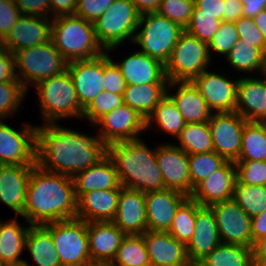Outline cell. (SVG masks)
Masks as SVG:
<instances>
[{"label":"cell","instance_id":"f1b7e54d","mask_svg":"<svg viewBox=\"0 0 266 266\" xmlns=\"http://www.w3.org/2000/svg\"><path fill=\"white\" fill-rule=\"evenodd\" d=\"M73 181L76 199L83 193L116 189L121 185L115 165L108 155L96 165L77 173Z\"/></svg>","mask_w":266,"mask_h":266},{"label":"cell","instance_id":"ffe728a7","mask_svg":"<svg viewBox=\"0 0 266 266\" xmlns=\"http://www.w3.org/2000/svg\"><path fill=\"white\" fill-rule=\"evenodd\" d=\"M147 230L167 232L187 195L171 189L146 192Z\"/></svg>","mask_w":266,"mask_h":266},{"label":"cell","instance_id":"816d5d0a","mask_svg":"<svg viewBox=\"0 0 266 266\" xmlns=\"http://www.w3.org/2000/svg\"><path fill=\"white\" fill-rule=\"evenodd\" d=\"M113 2L114 0H77L75 15L93 23Z\"/></svg>","mask_w":266,"mask_h":266},{"label":"cell","instance_id":"60d3db41","mask_svg":"<svg viewBox=\"0 0 266 266\" xmlns=\"http://www.w3.org/2000/svg\"><path fill=\"white\" fill-rule=\"evenodd\" d=\"M232 199L252 218L266 210V185L235 183Z\"/></svg>","mask_w":266,"mask_h":266},{"label":"cell","instance_id":"8c879c8a","mask_svg":"<svg viewBox=\"0 0 266 266\" xmlns=\"http://www.w3.org/2000/svg\"><path fill=\"white\" fill-rule=\"evenodd\" d=\"M10 266H30L26 261H24L21 265H10Z\"/></svg>","mask_w":266,"mask_h":266},{"label":"cell","instance_id":"ac0fdd59","mask_svg":"<svg viewBox=\"0 0 266 266\" xmlns=\"http://www.w3.org/2000/svg\"><path fill=\"white\" fill-rule=\"evenodd\" d=\"M236 180L235 162L227 161L221 168L199 182L189 197L202 207L231 200Z\"/></svg>","mask_w":266,"mask_h":266},{"label":"cell","instance_id":"603a6c76","mask_svg":"<svg viewBox=\"0 0 266 266\" xmlns=\"http://www.w3.org/2000/svg\"><path fill=\"white\" fill-rule=\"evenodd\" d=\"M35 165H0V201L22 216L27 187Z\"/></svg>","mask_w":266,"mask_h":266},{"label":"cell","instance_id":"f6af8a7d","mask_svg":"<svg viewBox=\"0 0 266 266\" xmlns=\"http://www.w3.org/2000/svg\"><path fill=\"white\" fill-rule=\"evenodd\" d=\"M236 183L266 185V161H236Z\"/></svg>","mask_w":266,"mask_h":266},{"label":"cell","instance_id":"94428289","mask_svg":"<svg viewBox=\"0 0 266 266\" xmlns=\"http://www.w3.org/2000/svg\"><path fill=\"white\" fill-rule=\"evenodd\" d=\"M243 4V17L254 18L266 9V0H240Z\"/></svg>","mask_w":266,"mask_h":266},{"label":"cell","instance_id":"6125c7cd","mask_svg":"<svg viewBox=\"0 0 266 266\" xmlns=\"http://www.w3.org/2000/svg\"><path fill=\"white\" fill-rule=\"evenodd\" d=\"M140 15L157 12L162 0H130Z\"/></svg>","mask_w":266,"mask_h":266},{"label":"cell","instance_id":"74e56055","mask_svg":"<svg viewBox=\"0 0 266 266\" xmlns=\"http://www.w3.org/2000/svg\"><path fill=\"white\" fill-rule=\"evenodd\" d=\"M112 263L114 266L151 265L143 236L126 235Z\"/></svg>","mask_w":266,"mask_h":266},{"label":"cell","instance_id":"484cf974","mask_svg":"<svg viewBox=\"0 0 266 266\" xmlns=\"http://www.w3.org/2000/svg\"><path fill=\"white\" fill-rule=\"evenodd\" d=\"M123 186L116 189L90 191L77 199L76 218L85 222L112 221L117 212L118 197Z\"/></svg>","mask_w":266,"mask_h":266},{"label":"cell","instance_id":"f907efd6","mask_svg":"<svg viewBox=\"0 0 266 266\" xmlns=\"http://www.w3.org/2000/svg\"><path fill=\"white\" fill-rule=\"evenodd\" d=\"M235 25L238 31L239 40L243 43H248L260 48L264 53L266 52V40L254 23L253 18L242 16L235 21Z\"/></svg>","mask_w":266,"mask_h":266},{"label":"cell","instance_id":"89a4df30","mask_svg":"<svg viewBox=\"0 0 266 266\" xmlns=\"http://www.w3.org/2000/svg\"><path fill=\"white\" fill-rule=\"evenodd\" d=\"M262 75L266 77V52H265L264 69H263Z\"/></svg>","mask_w":266,"mask_h":266},{"label":"cell","instance_id":"91938a15","mask_svg":"<svg viewBox=\"0 0 266 266\" xmlns=\"http://www.w3.org/2000/svg\"><path fill=\"white\" fill-rule=\"evenodd\" d=\"M251 235L255 240L266 237V210L251 218Z\"/></svg>","mask_w":266,"mask_h":266},{"label":"cell","instance_id":"a7ac6f4b","mask_svg":"<svg viewBox=\"0 0 266 266\" xmlns=\"http://www.w3.org/2000/svg\"><path fill=\"white\" fill-rule=\"evenodd\" d=\"M253 266H266V262H263V261H253Z\"/></svg>","mask_w":266,"mask_h":266},{"label":"cell","instance_id":"52a82bcc","mask_svg":"<svg viewBox=\"0 0 266 266\" xmlns=\"http://www.w3.org/2000/svg\"><path fill=\"white\" fill-rule=\"evenodd\" d=\"M14 63L16 78L26 90L30 86L28 82H33L35 86L42 80L64 72L68 64L52 40L15 52Z\"/></svg>","mask_w":266,"mask_h":266},{"label":"cell","instance_id":"277c9868","mask_svg":"<svg viewBox=\"0 0 266 266\" xmlns=\"http://www.w3.org/2000/svg\"><path fill=\"white\" fill-rule=\"evenodd\" d=\"M51 40L68 63L93 59L105 52L98 43L93 23L77 15L54 17Z\"/></svg>","mask_w":266,"mask_h":266},{"label":"cell","instance_id":"d6a6232c","mask_svg":"<svg viewBox=\"0 0 266 266\" xmlns=\"http://www.w3.org/2000/svg\"><path fill=\"white\" fill-rule=\"evenodd\" d=\"M25 248L38 266H61L51 234L42 225H30Z\"/></svg>","mask_w":266,"mask_h":266},{"label":"cell","instance_id":"d590c367","mask_svg":"<svg viewBox=\"0 0 266 266\" xmlns=\"http://www.w3.org/2000/svg\"><path fill=\"white\" fill-rule=\"evenodd\" d=\"M153 121L158 124L161 130L163 129L175 137L180 135L186 125L178 107L167 94L146 118V129L151 128Z\"/></svg>","mask_w":266,"mask_h":266},{"label":"cell","instance_id":"680465c9","mask_svg":"<svg viewBox=\"0 0 266 266\" xmlns=\"http://www.w3.org/2000/svg\"><path fill=\"white\" fill-rule=\"evenodd\" d=\"M243 4L240 0H224L223 21L235 22L242 17Z\"/></svg>","mask_w":266,"mask_h":266},{"label":"cell","instance_id":"7a4b0ae2","mask_svg":"<svg viewBox=\"0 0 266 266\" xmlns=\"http://www.w3.org/2000/svg\"><path fill=\"white\" fill-rule=\"evenodd\" d=\"M73 177L32 168L23 217L29 225H44L76 218Z\"/></svg>","mask_w":266,"mask_h":266},{"label":"cell","instance_id":"2e32d148","mask_svg":"<svg viewBox=\"0 0 266 266\" xmlns=\"http://www.w3.org/2000/svg\"><path fill=\"white\" fill-rule=\"evenodd\" d=\"M238 81L206 70L192 82L206 100L210 111L222 113L235 111Z\"/></svg>","mask_w":266,"mask_h":266},{"label":"cell","instance_id":"b9f144b4","mask_svg":"<svg viewBox=\"0 0 266 266\" xmlns=\"http://www.w3.org/2000/svg\"><path fill=\"white\" fill-rule=\"evenodd\" d=\"M189 174L191 193L193 188L202 180L221 168L227 161L215 151L189 155Z\"/></svg>","mask_w":266,"mask_h":266},{"label":"cell","instance_id":"11a10c76","mask_svg":"<svg viewBox=\"0 0 266 266\" xmlns=\"http://www.w3.org/2000/svg\"><path fill=\"white\" fill-rule=\"evenodd\" d=\"M195 7L192 14L215 15V18L223 21L224 0H194Z\"/></svg>","mask_w":266,"mask_h":266},{"label":"cell","instance_id":"d4e9b609","mask_svg":"<svg viewBox=\"0 0 266 266\" xmlns=\"http://www.w3.org/2000/svg\"><path fill=\"white\" fill-rule=\"evenodd\" d=\"M142 236L152 266L191 264L187 256L186 245L169 232L146 230Z\"/></svg>","mask_w":266,"mask_h":266},{"label":"cell","instance_id":"6da1fadb","mask_svg":"<svg viewBox=\"0 0 266 266\" xmlns=\"http://www.w3.org/2000/svg\"><path fill=\"white\" fill-rule=\"evenodd\" d=\"M107 155L98 137L61 127L57 123L37 126L36 164L43 170L74 177Z\"/></svg>","mask_w":266,"mask_h":266},{"label":"cell","instance_id":"2644e50d","mask_svg":"<svg viewBox=\"0 0 266 266\" xmlns=\"http://www.w3.org/2000/svg\"><path fill=\"white\" fill-rule=\"evenodd\" d=\"M170 266H192V264H176V265H170Z\"/></svg>","mask_w":266,"mask_h":266},{"label":"cell","instance_id":"ab89813d","mask_svg":"<svg viewBox=\"0 0 266 266\" xmlns=\"http://www.w3.org/2000/svg\"><path fill=\"white\" fill-rule=\"evenodd\" d=\"M201 206L188 197L177 209L169 232L178 241L185 245L191 240L196 221V212Z\"/></svg>","mask_w":266,"mask_h":266},{"label":"cell","instance_id":"5bb4252c","mask_svg":"<svg viewBox=\"0 0 266 266\" xmlns=\"http://www.w3.org/2000/svg\"><path fill=\"white\" fill-rule=\"evenodd\" d=\"M210 208L222 243L252 248L251 217L233 199L215 203Z\"/></svg>","mask_w":266,"mask_h":266},{"label":"cell","instance_id":"e575fe53","mask_svg":"<svg viewBox=\"0 0 266 266\" xmlns=\"http://www.w3.org/2000/svg\"><path fill=\"white\" fill-rule=\"evenodd\" d=\"M177 139L180 142L177 146L189 155L214 151L208 121L202 123H186Z\"/></svg>","mask_w":266,"mask_h":266},{"label":"cell","instance_id":"44dd1931","mask_svg":"<svg viewBox=\"0 0 266 266\" xmlns=\"http://www.w3.org/2000/svg\"><path fill=\"white\" fill-rule=\"evenodd\" d=\"M222 243L214 212L210 207H200L196 212L194 233L186 245L190 263L197 264Z\"/></svg>","mask_w":266,"mask_h":266},{"label":"cell","instance_id":"003e7915","mask_svg":"<svg viewBox=\"0 0 266 266\" xmlns=\"http://www.w3.org/2000/svg\"><path fill=\"white\" fill-rule=\"evenodd\" d=\"M7 51L5 37L0 35V54H3Z\"/></svg>","mask_w":266,"mask_h":266},{"label":"cell","instance_id":"5b68a950","mask_svg":"<svg viewBox=\"0 0 266 266\" xmlns=\"http://www.w3.org/2000/svg\"><path fill=\"white\" fill-rule=\"evenodd\" d=\"M41 113L45 123H57L67 117L82 118L84 110L80 106L72 77L68 70L42 80L35 85Z\"/></svg>","mask_w":266,"mask_h":266},{"label":"cell","instance_id":"9c48e42d","mask_svg":"<svg viewBox=\"0 0 266 266\" xmlns=\"http://www.w3.org/2000/svg\"><path fill=\"white\" fill-rule=\"evenodd\" d=\"M210 59L207 43L184 30L165 64L166 77L169 82H191L206 71Z\"/></svg>","mask_w":266,"mask_h":266},{"label":"cell","instance_id":"8992f818","mask_svg":"<svg viewBox=\"0 0 266 266\" xmlns=\"http://www.w3.org/2000/svg\"><path fill=\"white\" fill-rule=\"evenodd\" d=\"M140 16L130 0H114L93 22L96 38L104 51H113L127 39L133 42Z\"/></svg>","mask_w":266,"mask_h":266},{"label":"cell","instance_id":"4fadbf2b","mask_svg":"<svg viewBox=\"0 0 266 266\" xmlns=\"http://www.w3.org/2000/svg\"><path fill=\"white\" fill-rule=\"evenodd\" d=\"M246 122L236 111L212 113L208 124L214 151L226 161L236 162L238 160Z\"/></svg>","mask_w":266,"mask_h":266},{"label":"cell","instance_id":"4316f807","mask_svg":"<svg viewBox=\"0 0 266 266\" xmlns=\"http://www.w3.org/2000/svg\"><path fill=\"white\" fill-rule=\"evenodd\" d=\"M235 111L246 121L260 122L266 119V89L263 79L243 77L237 84Z\"/></svg>","mask_w":266,"mask_h":266},{"label":"cell","instance_id":"1f68e13d","mask_svg":"<svg viewBox=\"0 0 266 266\" xmlns=\"http://www.w3.org/2000/svg\"><path fill=\"white\" fill-rule=\"evenodd\" d=\"M167 85H127L123 93V103L129 105L146 119L167 94Z\"/></svg>","mask_w":266,"mask_h":266},{"label":"cell","instance_id":"e0dca14e","mask_svg":"<svg viewBox=\"0 0 266 266\" xmlns=\"http://www.w3.org/2000/svg\"><path fill=\"white\" fill-rule=\"evenodd\" d=\"M80 106L85 110L104 91L103 54L93 59L76 60L67 64Z\"/></svg>","mask_w":266,"mask_h":266},{"label":"cell","instance_id":"3957f363","mask_svg":"<svg viewBox=\"0 0 266 266\" xmlns=\"http://www.w3.org/2000/svg\"><path fill=\"white\" fill-rule=\"evenodd\" d=\"M107 155L123 187L144 193L165 189L156 149H149L142 139L109 144Z\"/></svg>","mask_w":266,"mask_h":266},{"label":"cell","instance_id":"681fc988","mask_svg":"<svg viewBox=\"0 0 266 266\" xmlns=\"http://www.w3.org/2000/svg\"><path fill=\"white\" fill-rule=\"evenodd\" d=\"M104 91L123 95L126 81L120 68L112 61L108 52L103 53Z\"/></svg>","mask_w":266,"mask_h":266},{"label":"cell","instance_id":"ba28073f","mask_svg":"<svg viewBox=\"0 0 266 266\" xmlns=\"http://www.w3.org/2000/svg\"><path fill=\"white\" fill-rule=\"evenodd\" d=\"M184 30L158 12L148 13L140 16L133 42L141 46L140 52L166 64Z\"/></svg>","mask_w":266,"mask_h":266},{"label":"cell","instance_id":"be15d7a7","mask_svg":"<svg viewBox=\"0 0 266 266\" xmlns=\"http://www.w3.org/2000/svg\"><path fill=\"white\" fill-rule=\"evenodd\" d=\"M253 261L266 262V237L255 240L252 246Z\"/></svg>","mask_w":266,"mask_h":266},{"label":"cell","instance_id":"836d02e7","mask_svg":"<svg viewBox=\"0 0 266 266\" xmlns=\"http://www.w3.org/2000/svg\"><path fill=\"white\" fill-rule=\"evenodd\" d=\"M197 264L199 266H253L252 248L220 243Z\"/></svg>","mask_w":266,"mask_h":266},{"label":"cell","instance_id":"db71d44e","mask_svg":"<svg viewBox=\"0 0 266 266\" xmlns=\"http://www.w3.org/2000/svg\"><path fill=\"white\" fill-rule=\"evenodd\" d=\"M22 16L50 18V0H15Z\"/></svg>","mask_w":266,"mask_h":266},{"label":"cell","instance_id":"cb8c5ba5","mask_svg":"<svg viewBox=\"0 0 266 266\" xmlns=\"http://www.w3.org/2000/svg\"><path fill=\"white\" fill-rule=\"evenodd\" d=\"M115 64L120 68L127 85L169 83L165 64L140 51Z\"/></svg>","mask_w":266,"mask_h":266},{"label":"cell","instance_id":"e7e4bbea","mask_svg":"<svg viewBox=\"0 0 266 266\" xmlns=\"http://www.w3.org/2000/svg\"><path fill=\"white\" fill-rule=\"evenodd\" d=\"M253 21L266 40V9H264L258 15H256L253 18Z\"/></svg>","mask_w":266,"mask_h":266},{"label":"cell","instance_id":"bcb514c9","mask_svg":"<svg viewBox=\"0 0 266 266\" xmlns=\"http://www.w3.org/2000/svg\"><path fill=\"white\" fill-rule=\"evenodd\" d=\"M123 104V95L103 91L84 110L83 118L94 124L99 118Z\"/></svg>","mask_w":266,"mask_h":266},{"label":"cell","instance_id":"9a60e30c","mask_svg":"<svg viewBox=\"0 0 266 266\" xmlns=\"http://www.w3.org/2000/svg\"><path fill=\"white\" fill-rule=\"evenodd\" d=\"M156 161L162 174L164 187L189 197L191 194L189 154L177 145L161 144L156 148Z\"/></svg>","mask_w":266,"mask_h":266},{"label":"cell","instance_id":"7dc6e473","mask_svg":"<svg viewBox=\"0 0 266 266\" xmlns=\"http://www.w3.org/2000/svg\"><path fill=\"white\" fill-rule=\"evenodd\" d=\"M239 41L238 31L235 22L222 21L218 31L212 37L208 45V50L215 51L221 55L229 54L232 47Z\"/></svg>","mask_w":266,"mask_h":266},{"label":"cell","instance_id":"83f0119b","mask_svg":"<svg viewBox=\"0 0 266 266\" xmlns=\"http://www.w3.org/2000/svg\"><path fill=\"white\" fill-rule=\"evenodd\" d=\"M91 260L113 261L126 234L112 221L87 222Z\"/></svg>","mask_w":266,"mask_h":266},{"label":"cell","instance_id":"7402d4cb","mask_svg":"<svg viewBox=\"0 0 266 266\" xmlns=\"http://www.w3.org/2000/svg\"><path fill=\"white\" fill-rule=\"evenodd\" d=\"M50 18L20 16L12 30L5 37L6 47L11 53L35 47L51 40Z\"/></svg>","mask_w":266,"mask_h":266},{"label":"cell","instance_id":"ee69618b","mask_svg":"<svg viewBox=\"0 0 266 266\" xmlns=\"http://www.w3.org/2000/svg\"><path fill=\"white\" fill-rule=\"evenodd\" d=\"M194 7V0H162L157 12L185 29L190 23Z\"/></svg>","mask_w":266,"mask_h":266},{"label":"cell","instance_id":"4dcf8cb0","mask_svg":"<svg viewBox=\"0 0 266 266\" xmlns=\"http://www.w3.org/2000/svg\"><path fill=\"white\" fill-rule=\"evenodd\" d=\"M28 227H22L16 219L0 221V263L7 266L21 265L25 260L19 258L26 247Z\"/></svg>","mask_w":266,"mask_h":266},{"label":"cell","instance_id":"f5cc1de1","mask_svg":"<svg viewBox=\"0 0 266 266\" xmlns=\"http://www.w3.org/2000/svg\"><path fill=\"white\" fill-rule=\"evenodd\" d=\"M20 16L15 0H0V35L6 37Z\"/></svg>","mask_w":266,"mask_h":266},{"label":"cell","instance_id":"9f6ffc18","mask_svg":"<svg viewBox=\"0 0 266 266\" xmlns=\"http://www.w3.org/2000/svg\"><path fill=\"white\" fill-rule=\"evenodd\" d=\"M20 82L15 75L14 54L7 50L0 54V83Z\"/></svg>","mask_w":266,"mask_h":266},{"label":"cell","instance_id":"f546056e","mask_svg":"<svg viewBox=\"0 0 266 266\" xmlns=\"http://www.w3.org/2000/svg\"><path fill=\"white\" fill-rule=\"evenodd\" d=\"M175 94L167 95L178 107L186 123H202L209 121L213 112L207 106L206 100L201 96L193 82H169L167 88L178 86Z\"/></svg>","mask_w":266,"mask_h":266},{"label":"cell","instance_id":"7c38bea8","mask_svg":"<svg viewBox=\"0 0 266 266\" xmlns=\"http://www.w3.org/2000/svg\"><path fill=\"white\" fill-rule=\"evenodd\" d=\"M98 137L106 144L140 139L139 133L146 130V119L129 105L122 104L99 118Z\"/></svg>","mask_w":266,"mask_h":266},{"label":"cell","instance_id":"8d00e7d4","mask_svg":"<svg viewBox=\"0 0 266 266\" xmlns=\"http://www.w3.org/2000/svg\"><path fill=\"white\" fill-rule=\"evenodd\" d=\"M266 161V132L263 124L247 121L242 134V145L237 161Z\"/></svg>","mask_w":266,"mask_h":266},{"label":"cell","instance_id":"30bf717a","mask_svg":"<svg viewBox=\"0 0 266 266\" xmlns=\"http://www.w3.org/2000/svg\"><path fill=\"white\" fill-rule=\"evenodd\" d=\"M42 226L51 234L61 266H83L91 260L87 222L73 218Z\"/></svg>","mask_w":266,"mask_h":266},{"label":"cell","instance_id":"03108f58","mask_svg":"<svg viewBox=\"0 0 266 266\" xmlns=\"http://www.w3.org/2000/svg\"><path fill=\"white\" fill-rule=\"evenodd\" d=\"M83 266H114L111 261L89 260Z\"/></svg>","mask_w":266,"mask_h":266},{"label":"cell","instance_id":"753ad0ef","mask_svg":"<svg viewBox=\"0 0 266 266\" xmlns=\"http://www.w3.org/2000/svg\"><path fill=\"white\" fill-rule=\"evenodd\" d=\"M262 124H263V126H264V128H265V132H266V119L265 120H262V121H260Z\"/></svg>","mask_w":266,"mask_h":266},{"label":"cell","instance_id":"f35d334b","mask_svg":"<svg viewBox=\"0 0 266 266\" xmlns=\"http://www.w3.org/2000/svg\"><path fill=\"white\" fill-rule=\"evenodd\" d=\"M226 58L238 71L248 73L259 70L260 73L263 72L265 53L260 48L243 43L241 40L232 47Z\"/></svg>","mask_w":266,"mask_h":266},{"label":"cell","instance_id":"8fae6325","mask_svg":"<svg viewBox=\"0 0 266 266\" xmlns=\"http://www.w3.org/2000/svg\"><path fill=\"white\" fill-rule=\"evenodd\" d=\"M0 120V165H36L37 126L22 131Z\"/></svg>","mask_w":266,"mask_h":266},{"label":"cell","instance_id":"c3c4849f","mask_svg":"<svg viewBox=\"0 0 266 266\" xmlns=\"http://www.w3.org/2000/svg\"><path fill=\"white\" fill-rule=\"evenodd\" d=\"M221 22L220 19L215 18V15L192 14L190 23L185 30L208 44L218 31Z\"/></svg>","mask_w":266,"mask_h":266},{"label":"cell","instance_id":"7bdbcfd3","mask_svg":"<svg viewBox=\"0 0 266 266\" xmlns=\"http://www.w3.org/2000/svg\"><path fill=\"white\" fill-rule=\"evenodd\" d=\"M26 93L21 82L0 83V120L15 115Z\"/></svg>","mask_w":266,"mask_h":266},{"label":"cell","instance_id":"d6986e66","mask_svg":"<svg viewBox=\"0 0 266 266\" xmlns=\"http://www.w3.org/2000/svg\"><path fill=\"white\" fill-rule=\"evenodd\" d=\"M112 222L126 235H142L147 230L144 192L122 187Z\"/></svg>","mask_w":266,"mask_h":266},{"label":"cell","instance_id":"6f0895ef","mask_svg":"<svg viewBox=\"0 0 266 266\" xmlns=\"http://www.w3.org/2000/svg\"><path fill=\"white\" fill-rule=\"evenodd\" d=\"M77 0H50V11L53 17L75 15Z\"/></svg>","mask_w":266,"mask_h":266}]
</instances>
